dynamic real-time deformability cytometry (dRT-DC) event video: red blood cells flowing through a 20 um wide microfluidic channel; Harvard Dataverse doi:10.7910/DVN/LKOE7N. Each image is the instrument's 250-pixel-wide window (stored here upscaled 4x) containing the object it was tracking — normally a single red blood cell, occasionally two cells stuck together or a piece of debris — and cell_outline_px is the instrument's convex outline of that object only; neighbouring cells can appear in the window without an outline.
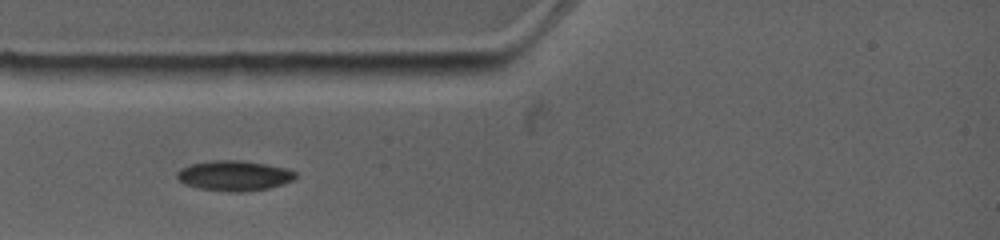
{"species": "common noctule bat (a hibernating species)", "species_latin": "Nyctalus noctula", "temperature_condition": "warm", "stored_images_in_passage": 4, "camera_frame_rate_fps": 4500, "um_per_image_px": 0.085, "animal": {"sex": "female", "body_mass_g": 19.0, "forearm_length_mm": 53.3}, "frame": {"image": 1, "passage_image": 1, "time_ms": 0.0, "image_size_px": [1000, 240], "cell_outline_px": [[296, 176], [292, 180], [268, 188], [240, 192], [236, 192], [200, 188], [184, 184], [176, 176], [176, 172], [180, 168], [188, 164], [212, 160], [240, 160], [268, 164], [288, 168], [296, 172]], "centroid_in_image_um": [19.88, 14.91], "position_along_channel_um": 65.1, "area_um2": 20.81}}
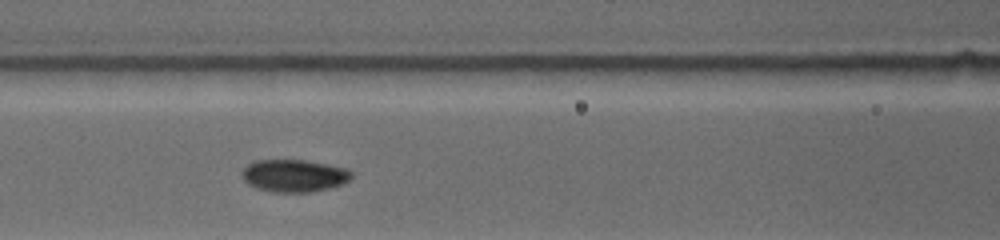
{"frame": {"image": 2, "passage_image": 3, "time_ms": 2.0, "image_size_px": [1000, 240], "cell_outline_px": [[352, 176], [344, 184], [332, 188], [312, 192], [272, 192], [256, 188], [248, 184], [244, 180], [240, 172], [248, 164], [256, 160], [304, 160], [344, 168], [352, 172]], "centroid_in_image_um": [24.98, 14.95], "position_along_channel_um": 141.6, "area_um2": 20.75}}
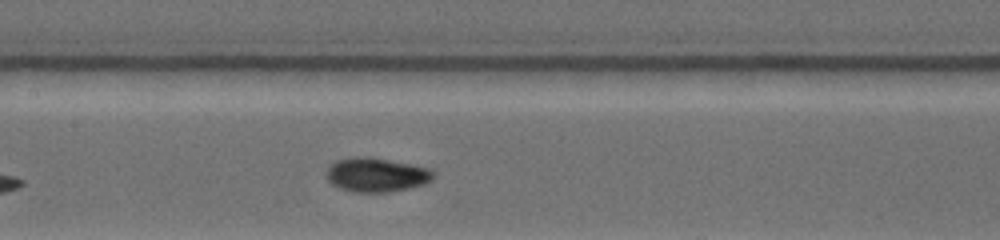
{"frame": {"image": 3, "passage_image": 4, "time_ms": 2.889, "image_size_px": [1000, 240], "cell_outline_px": [[436, 176], [432, 180], [424, 184], [392, 192], [352, 192], [340, 188], [332, 184], [324, 176], [328, 168], [336, 160], [352, 156], [368, 156], [428, 168], [436, 172]], "centroid_in_image_um": [31.98, 14.86], "position_along_channel_um": 175.4, "area_um2": 21.44}}